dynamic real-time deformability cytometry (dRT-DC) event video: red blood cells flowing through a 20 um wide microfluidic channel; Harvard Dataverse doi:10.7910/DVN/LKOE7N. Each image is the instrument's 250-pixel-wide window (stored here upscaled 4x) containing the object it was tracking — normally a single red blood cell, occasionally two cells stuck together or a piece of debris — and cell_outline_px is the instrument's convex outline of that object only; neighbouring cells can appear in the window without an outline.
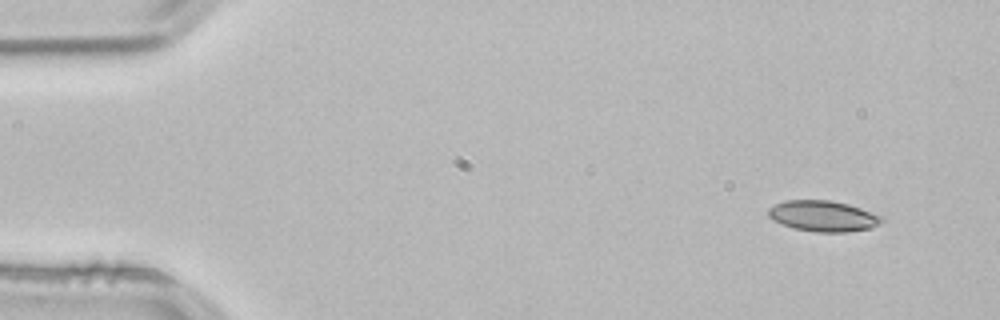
{"species": "common noctule bat (a hibernating species)", "species_latin": "Nyctalus noctula", "temperature_condition": "room temperature", "stored_images_in_passage": 50, "camera_frame_rate_fps": 3000, "um_per_image_px": 0.085, "animal": {"sex": "male", "body_mass_g": 21.5, "forearm_length_mm": 52.0}, "frame": {"image": 1, "passage_image": 1, "time_ms": 0.0, "image_size_px": [1000, 320], "cell_outline_px": [[884, 220], [872, 228], [848, 232], [816, 232], [792, 228], [780, 224], [772, 220], [768, 216], [768, 208], [784, 200], [828, 200], [848, 204], [884, 216]], "centroid_in_image_um": [69.96, 18.37], "position_along_channel_um": 15.0, "area_um2": 20.58}}
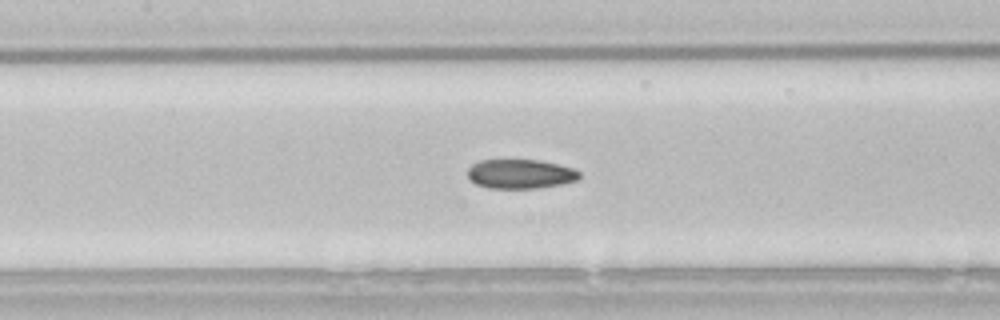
{"frame": {"image": 2, "passage_image": 21, "time_ms": 6.667, "image_size_px": [1000, 320], "cell_outline_px": [[580, 176], [576, 180], [564, 184], [540, 188], [488, 188], [476, 184], [468, 180], [468, 168], [472, 164], [480, 160], [540, 160], [572, 168], [580, 172]], "centroid_in_image_um": [44.21, 14.79], "position_along_channel_um": 163.2, "area_um2": 19.19}}
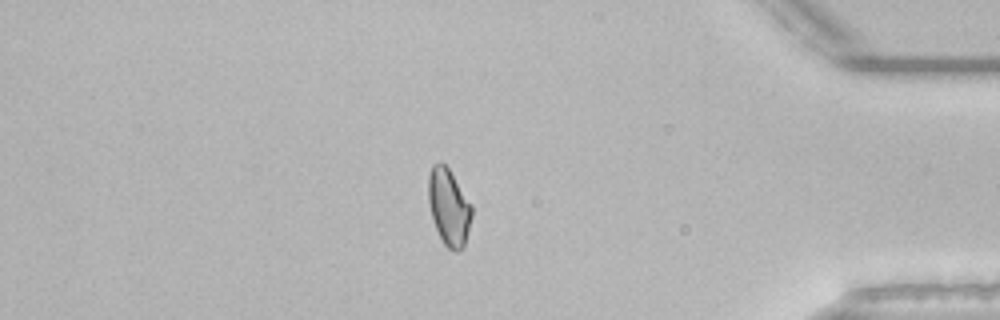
{"frame": {"image": 3, "passage_image": 42, "time_ms": 13.667, "image_size_px": [1000, 320], "cell_outline_px": [[472, 216], [464, 244], [456, 252], [448, 248], [444, 244], [432, 220], [428, 200], [428, 176], [432, 164], [440, 160], [448, 168], [472, 204]], "centroid_in_image_um": [38.13, 17.56], "position_along_channel_um": 397.1, "area_um2": 19.36}, "authors_computed_cell_mechanics": {"area_um2": 19.5364, "velocity_mm_per_s": 3.8417, "shape_relaxation_time_tau1_ms": null, "shape_relaxation_time_tau2_ms": 4.0306, "deformation_change_tau1": null, "deformation_change_tau2": 0.103}}